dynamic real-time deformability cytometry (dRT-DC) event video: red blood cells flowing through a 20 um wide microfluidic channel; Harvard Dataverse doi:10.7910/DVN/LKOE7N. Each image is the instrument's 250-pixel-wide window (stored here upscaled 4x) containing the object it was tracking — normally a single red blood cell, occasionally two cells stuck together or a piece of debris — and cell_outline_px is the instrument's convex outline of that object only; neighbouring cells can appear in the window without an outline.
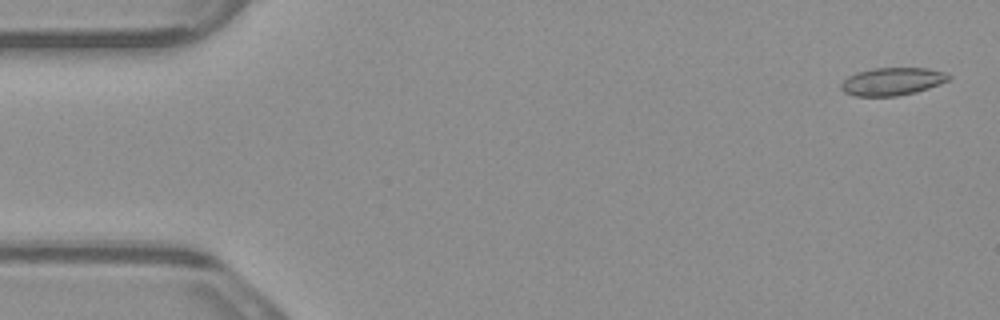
{"species": "common noctule bat (a hibernating species)", "species_latin": "Nyctalus noctula", "temperature_condition": "warm", "stored_images_in_passage": 6, "segment_of_instrument_passage": [1, 2], "camera_frame_rate_fps": 3000, "um_per_image_px": 0.085, "animal": {"sex": "male", "body_mass_g": 23.1, "forearm_length_mm": 52.7}, "frame": {"image": 1, "passage_image": 1, "time_ms": 0.0, "image_size_px": [1000, 320], "cell_outline_px": [[952, 76], [948, 80], [940, 84], [916, 92], [896, 96], [856, 96], [844, 92], [840, 88], [840, 84], [848, 76], [856, 72], [872, 68], [928, 68], [944, 72]], "centroid_in_image_um": [75.83, 6.92], "position_along_channel_um": 9.2, "area_um2": 17.46}}
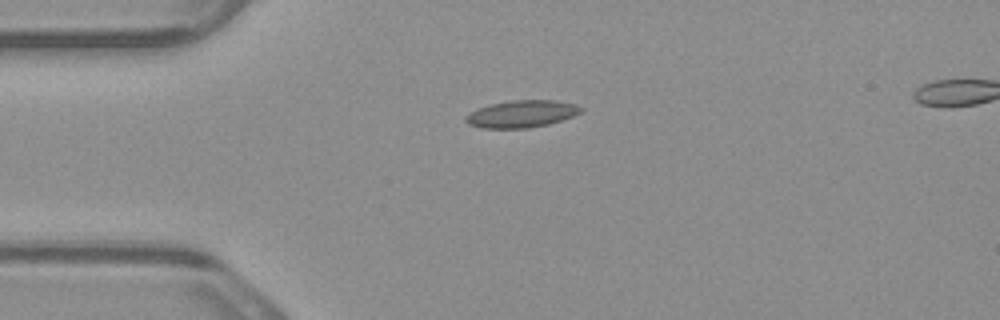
{"frame": {"image": 2, "passage_image": 4, "time_ms": 1.0, "image_size_px": [1000, 320], "cell_outline_px": [[584, 108], [580, 112], [572, 116], [548, 124], [528, 128], [480, 128], [468, 124], [464, 120], [464, 116], [476, 108], [488, 104], [512, 100], [556, 100], [576, 104]], "centroid_in_image_um": [44.29, 9.67], "position_along_channel_um": 40.7, "area_um2": 18.38}}